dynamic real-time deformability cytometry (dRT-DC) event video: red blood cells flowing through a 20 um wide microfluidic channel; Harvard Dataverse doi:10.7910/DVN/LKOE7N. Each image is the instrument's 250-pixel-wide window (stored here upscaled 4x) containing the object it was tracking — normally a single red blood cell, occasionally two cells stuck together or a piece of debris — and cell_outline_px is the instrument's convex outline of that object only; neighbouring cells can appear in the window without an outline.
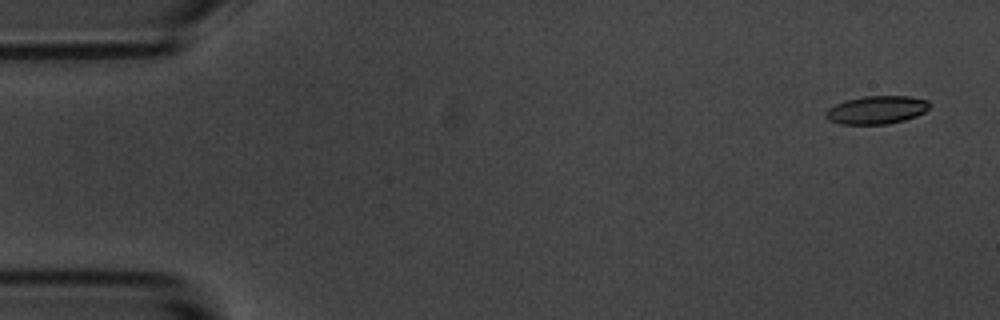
{"species": "common noctule bat (a hibernating species)", "species_latin": "Nyctalus noctula", "temperature_condition": "room temperature", "stored_images_in_passage": 5, "camera_frame_rate_fps": 3000, "um_per_image_px": 0.085, "animal": {"sex": "male", "body_mass_g": 20.1, "forearm_length_mm": 53.5}, "frame": {"image": 1, "passage_image": 1, "time_ms": 0.0, "image_size_px": [1000, 320], "cell_outline_px": [[928, 108], [924, 112], [916, 116], [904, 120], [888, 124], [840, 124], [828, 120], [824, 116], [824, 112], [828, 108], [844, 100], [864, 96], [908, 96], [928, 100]], "centroid_in_image_um": [74.46, 9.34], "position_along_channel_um": 10.5, "area_um2": 17.05}}
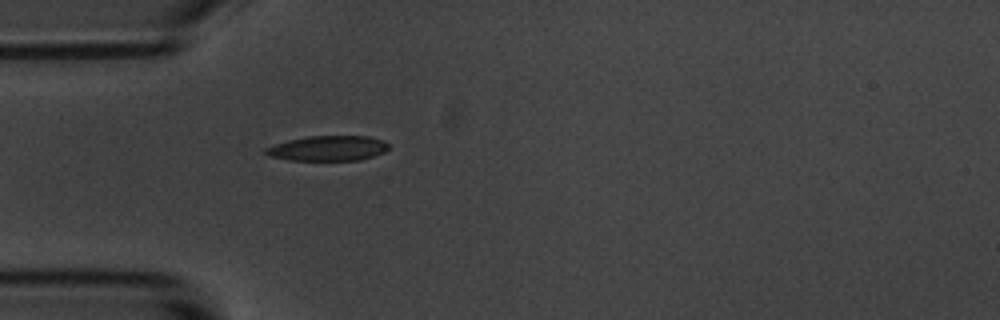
{"frame": {"image": 2, "passage_image": 5, "time_ms": 4.667, "image_size_px": [1000, 320], "cell_outline_px": [[388, 148], [384, 152], [360, 160], [288, 160], [268, 156], [264, 152], [264, 148], [288, 140], [308, 136], [368, 136], [384, 140], [388, 144]], "centroid_in_image_um": [27.86, 12.6], "position_along_channel_um": 57.1, "area_um2": 17.98}}